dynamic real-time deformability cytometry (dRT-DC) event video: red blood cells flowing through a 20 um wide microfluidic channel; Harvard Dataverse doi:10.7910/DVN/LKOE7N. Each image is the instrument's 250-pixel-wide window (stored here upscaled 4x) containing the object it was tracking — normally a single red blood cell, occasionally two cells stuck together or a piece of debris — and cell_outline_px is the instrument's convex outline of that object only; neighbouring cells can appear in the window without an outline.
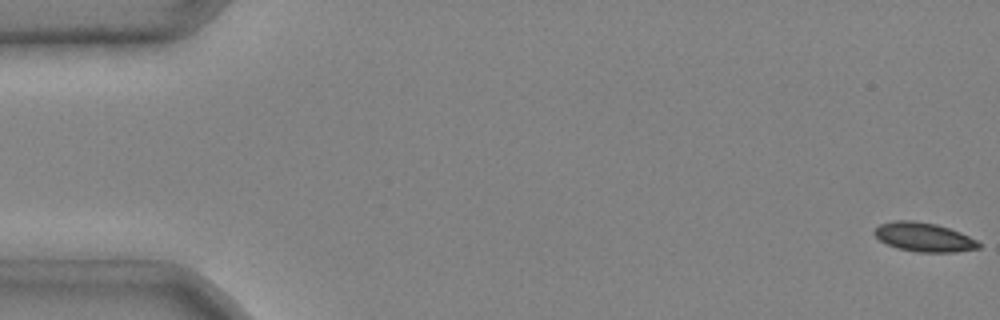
{"species": "common noctule bat (a hibernating species)", "species_latin": "Nyctalus noctula", "temperature_condition": "cold", "stored_images_in_passage": 6, "camera_frame_rate_fps": 3000, "um_per_image_px": 0.085, "animal": {"sex": "male", "body_mass_g": 20.4}, "frame": {"image": 1, "passage_image": 1, "time_ms": 0.0, "image_size_px": [1000, 320], "cell_outline_px": [[980, 248], [956, 252], [916, 252], [896, 248], [880, 240], [872, 232], [880, 224], [896, 220], [912, 220], [936, 224], [960, 232], [976, 240], [980, 244]], "centroid_in_image_um": [78.52, 20.16], "position_along_channel_um": 6.5, "area_um2": 17.57}}
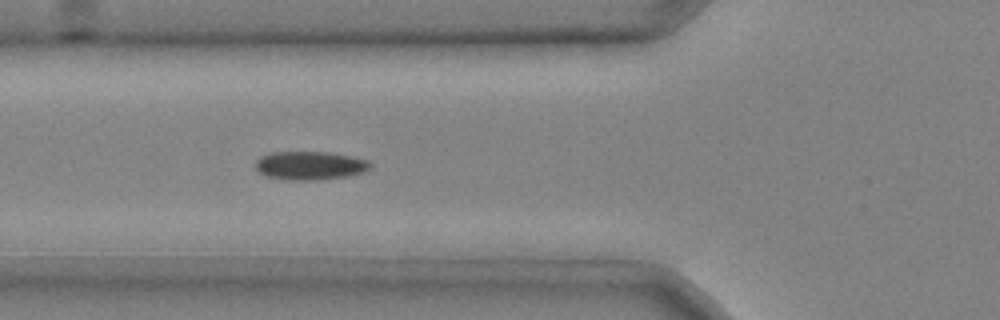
{"frame": {"image": 2, "passage_image": 6, "time_ms": 1.667, "image_size_px": [1000, 320], "cell_outline_px": [[372, 164], [364, 172], [344, 176], [312, 180], [288, 180], [264, 176], [256, 168], [256, 160], [260, 156], [268, 152], [328, 152], [368, 160]], "centroid_in_image_um": [26.29, 14.06], "position_along_channel_um": 99.5, "area_um2": 18.9}}